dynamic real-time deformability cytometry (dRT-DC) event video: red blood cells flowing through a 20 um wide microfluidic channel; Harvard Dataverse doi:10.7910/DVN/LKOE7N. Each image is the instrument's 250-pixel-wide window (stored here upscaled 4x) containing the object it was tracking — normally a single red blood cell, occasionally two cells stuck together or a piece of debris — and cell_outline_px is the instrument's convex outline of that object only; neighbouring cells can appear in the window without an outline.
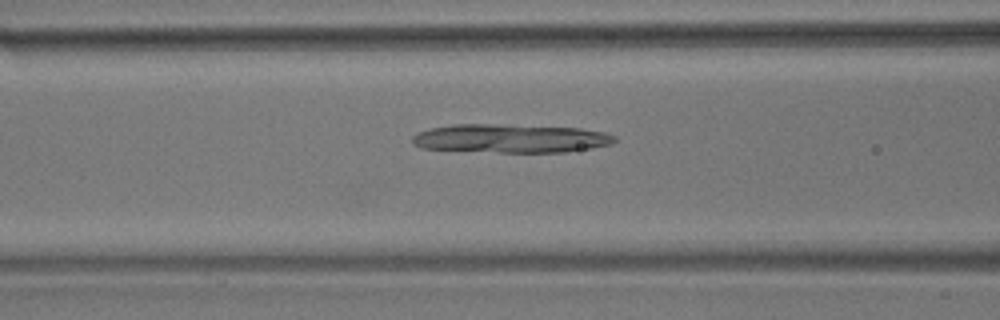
{"species": "common noctule bat (a hibernating species)", "species_latin": "Nyctalus noctula", "temperature_condition": "room temperature", "stored_images_in_passage": 25, "camera_frame_rate_fps": 3000, "um_per_image_px": 0.085, "animal": {"sex": "male", "body_mass_g": 17.9}, "frame": {"image": 1, "passage_image": 9, "time_ms": 2.667, "image_size_px": [1000, 320], "cell_outline_px": [[616, 140], [612, 144], [592, 148], [564, 152], [500, 152], [420, 148], [412, 144], [412, 136], [420, 132], [432, 128], [452, 124], [492, 124], [580, 128], [604, 132], [616, 136]], "centroid_in_image_um": [43.41, 11.77], "position_along_channel_um": 123.2, "area_um2": 33.64}}
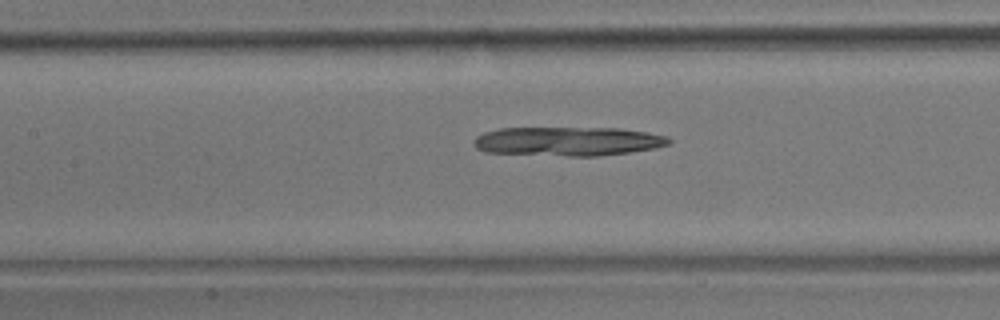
{"frame": {"image": 2, "passage_image": 12, "time_ms": 3.667, "image_size_px": [1000, 320], "cell_outline_px": [[672, 144], [656, 148], [628, 152], [596, 156], [568, 156], [484, 152], [476, 148], [476, 136], [484, 132], [500, 128], [620, 128], [648, 132], [668, 136], [672, 140]], "centroid_in_image_um": [48.34, 12.01], "position_along_channel_um": 159.1, "area_um2": 33.12}}
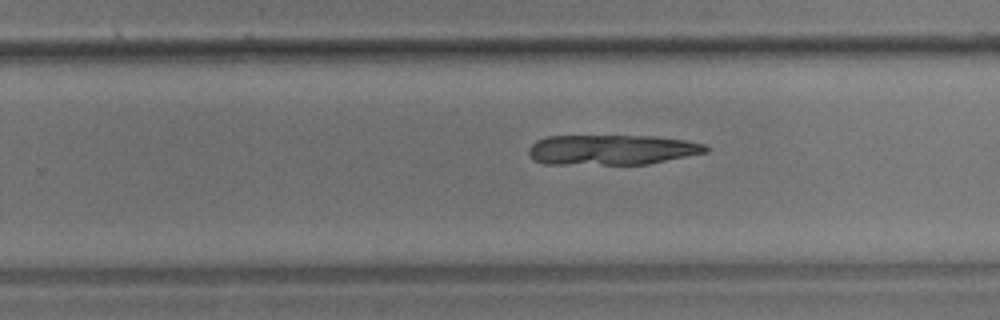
{"frame": {"image": 3, "passage_image": 22, "time_ms": 7.0, "image_size_px": [1000, 320], "cell_outline_px": [[712, 148], [708, 152], [648, 164], [544, 164], [532, 160], [528, 156], [528, 148], [536, 140], [544, 136], [656, 136], [684, 140], [704, 144]], "centroid_in_image_um": [51.97, 12.73], "position_along_channel_um": 277.8, "area_um2": 31.44}}